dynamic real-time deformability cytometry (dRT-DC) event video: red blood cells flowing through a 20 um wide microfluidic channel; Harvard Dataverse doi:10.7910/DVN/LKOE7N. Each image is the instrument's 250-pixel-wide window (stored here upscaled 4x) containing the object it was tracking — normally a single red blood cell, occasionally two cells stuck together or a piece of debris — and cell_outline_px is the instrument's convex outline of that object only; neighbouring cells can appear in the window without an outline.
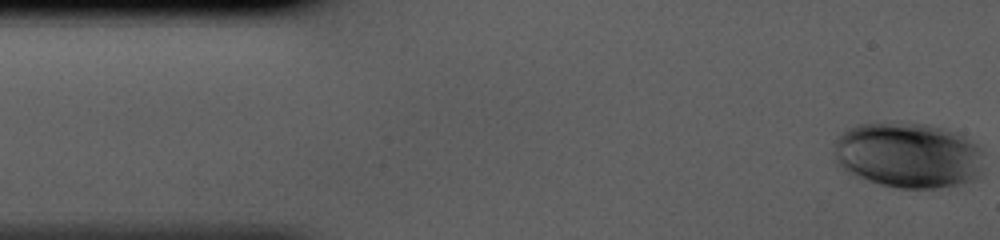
{"species": "human", "species_latin": "Homo sapiens", "temperature_condition": "cold", "stored_images_in_passage": 40, "camera_frame_rate_fps": 3000, "um_per_image_px": 0.085, "donor": {"sex": "male"}, "frame": {"image": 1, "passage_image": 1, "time_ms": 0.0, "image_size_px": [1000, 240], "cell_outline_px": [[984, 152], [980, 176], [972, 180], [960, 184], [936, 188], [896, 188], [880, 184], [844, 172], [832, 160], [832, 152], [836, 136], [848, 128], [856, 124], [884, 120], [896, 120], [928, 124], [960, 132], [976, 144]], "centroid_in_image_um": [77.14, 13.14], "position_along_channel_um": 7.9, "area_um2": 59.3}}
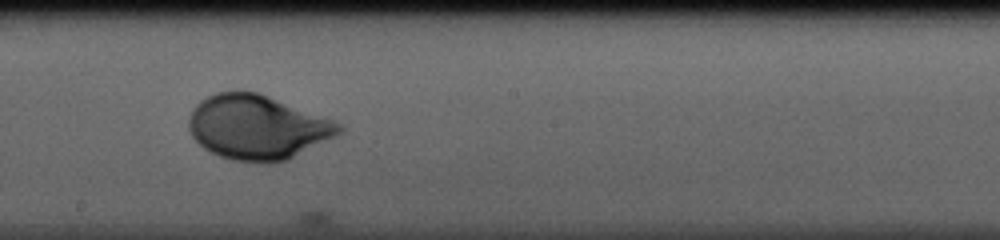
{"frame": {"image": 2, "passage_image": 23, "time_ms": 7.333, "image_size_px": [1000, 240], "cell_outline_px": [[344, 128], [336, 136], [288, 160], [272, 164], [232, 160], [220, 156], [204, 148], [192, 136], [188, 128], [188, 120], [196, 104], [200, 100], [216, 92], [236, 88], [260, 92], [332, 120], [340, 124]], "centroid_in_image_um": [21.86, 10.8], "position_along_channel_um": 226.3, "area_um2": 56.93}}
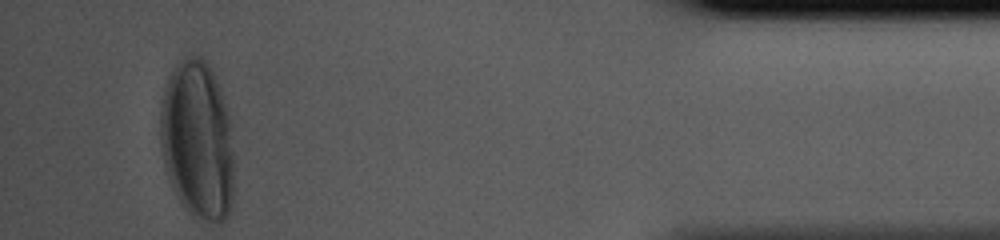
{"frame": {"image": 3, "passage_image": 40, "time_ms": 13.0, "image_size_px": [1000, 240], "cell_outline_px": [[232, 208], [228, 216], [220, 224], [196, 220], [184, 208], [172, 184], [164, 160], [160, 144], [160, 112], [164, 88], [168, 76], [172, 68], [184, 56], [200, 56], [212, 68], [228, 116], [232, 152]], "centroid_in_image_um": [16.77, 11.94], "position_along_channel_um": 418.4, "area_um2": 68.15}}